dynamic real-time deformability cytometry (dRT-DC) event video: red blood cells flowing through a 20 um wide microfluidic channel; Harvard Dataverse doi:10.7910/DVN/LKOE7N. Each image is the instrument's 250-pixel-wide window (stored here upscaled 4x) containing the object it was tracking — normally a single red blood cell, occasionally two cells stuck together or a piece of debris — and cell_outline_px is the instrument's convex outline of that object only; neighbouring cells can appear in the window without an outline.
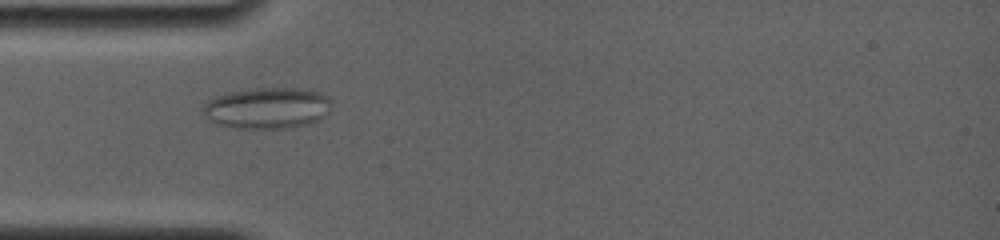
{"species": "common noctule bat (a hibernating species)", "species_latin": "Nyctalus noctula", "temperature_condition": "room temperature", "stored_images_in_passage": 16, "camera_frame_rate_fps": 4000, "um_per_image_px": 0.085, "animal": {"sex": "female", "body_mass_g": 19.0, "forearm_length_mm": 56.7}, "frame": {"image": 1, "passage_image": 10, "time_ms": 5.0, "image_size_px": [1000, 240], "cell_outline_px": [[332, 104], [316, 120], [308, 124], [288, 128], [240, 128], [220, 124], [208, 120], [204, 112], [204, 104], [208, 100], [216, 96], [232, 92], [256, 88], [312, 88], [328, 96]], "centroid_in_image_um": [22.73, 9.16], "position_along_channel_um": 62.3, "area_um2": 30.52}}
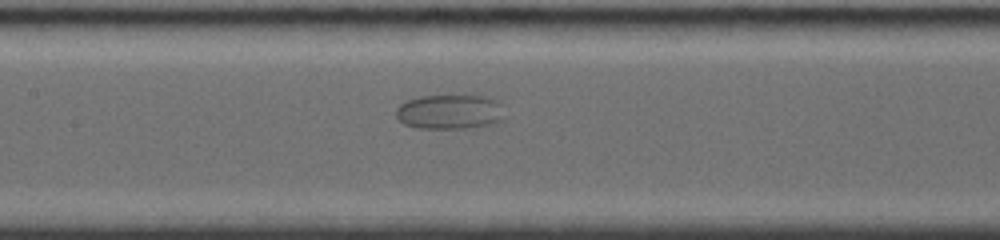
{"frame": {"image": 2, "passage_image": 14, "time_ms": 8.0, "image_size_px": [1000, 240], "cell_outline_px": [[500, 120], [488, 124], [464, 128], [420, 128], [404, 124], [396, 116], [396, 108], [400, 104], [408, 100], [420, 96], [484, 96], [496, 100], [500, 104]], "centroid_in_image_um": [38.14, 9.5], "position_along_channel_um": 169.3, "area_um2": 21.33}}
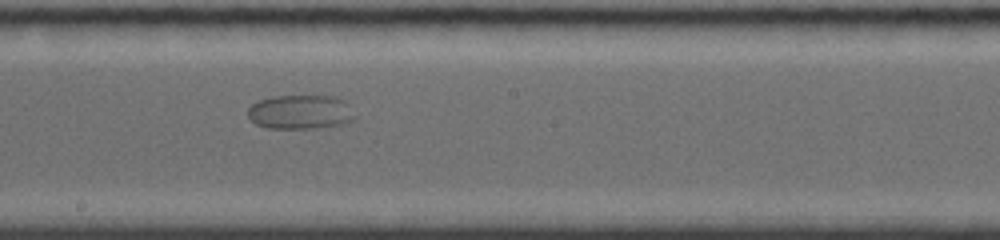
{"frame": {"image": 3, "passage_image": 16, "time_ms": 9.5, "image_size_px": [1000, 240], "cell_outline_px": [[356, 116], [340, 124], [316, 128], [268, 128], [256, 124], [248, 116], [248, 108], [252, 104], [260, 100], [272, 96], [332, 96], [344, 100], [348, 104]], "centroid_in_image_um": [25.51, 9.51], "position_along_channel_um": 222.7, "area_um2": 21.1}}